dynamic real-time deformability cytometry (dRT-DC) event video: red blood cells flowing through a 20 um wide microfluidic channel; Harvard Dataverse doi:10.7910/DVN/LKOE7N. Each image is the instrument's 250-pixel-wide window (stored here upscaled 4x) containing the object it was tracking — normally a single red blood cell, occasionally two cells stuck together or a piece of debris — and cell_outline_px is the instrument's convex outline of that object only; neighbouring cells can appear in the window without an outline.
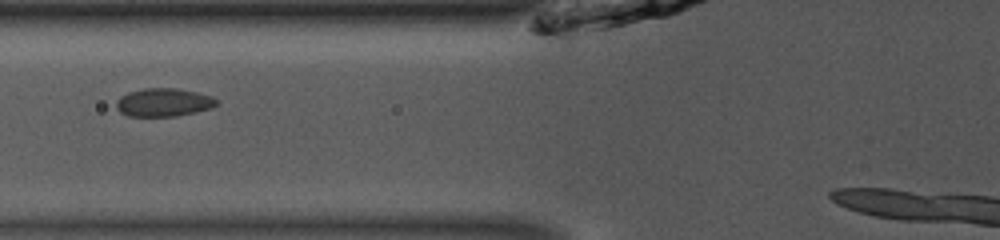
{"species": "common noctule bat (a hibernating species)", "species_latin": "Nyctalus noctula", "temperature_condition": "room temperature", "stored_images_in_passage": 31, "camera_frame_rate_fps": 3000, "um_per_image_px": 0.085, "animal": {"sex": "male", "body_mass_g": 13.0, "forearm_length_mm": 53.1}, "frame": {"image": 1, "passage_image": 5, "time_ms": 1.333, "image_size_px": [1000, 240], "cell_outline_px": [[220, 104], [212, 108], [196, 112], [176, 116], [128, 116], [120, 112], [116, 108], [116, 100], [120, 96], [128, 92], [144, 88], [176, 88], [196, 92], [212, 96]], "centroid_in_image_um": [13.91, 8.7], "position_along_channel_um": 111.9, "area_um2": 16.65}}
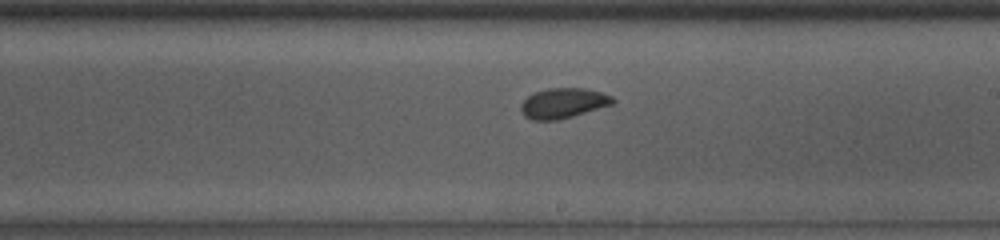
{"frame": {"image": 2, "passage_image": 15, "time_ms": 4.667, "image_size_px": [1000, 240], "cell_outline_px": [[616, 100], [612, 104], [572, 116], [556, 120], [532, 120], [524, 116], [520, 108], [520, 104], [532, 92], [548, 88], [584, 88], [600, 92], [612, 96]], "centroid_in_image_um": [47.83, 8.76], "position_along_channel_um": 241.2, "area_um2": 16.07}}
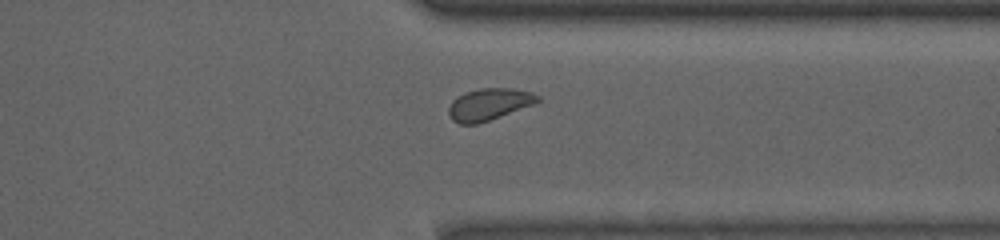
{"frame": {"image": 3, "passage_image": 25, "time_ms": 8.0, "image_size_px": [1000, 240], "cell_outline_px": [[540, 100], [532, 104], [488, 120], [476, 124], [460, 124], [452, 120], [448, 112], [448, 108], [452, 100], [456, 96], [464, 92], [480, 88], [512, 88], [532, 92], [540, 96]], "centroid_in_image_um": [41.52, 8.84], "position_along_channel_um": 369.9, "area_um2": 16.36}}